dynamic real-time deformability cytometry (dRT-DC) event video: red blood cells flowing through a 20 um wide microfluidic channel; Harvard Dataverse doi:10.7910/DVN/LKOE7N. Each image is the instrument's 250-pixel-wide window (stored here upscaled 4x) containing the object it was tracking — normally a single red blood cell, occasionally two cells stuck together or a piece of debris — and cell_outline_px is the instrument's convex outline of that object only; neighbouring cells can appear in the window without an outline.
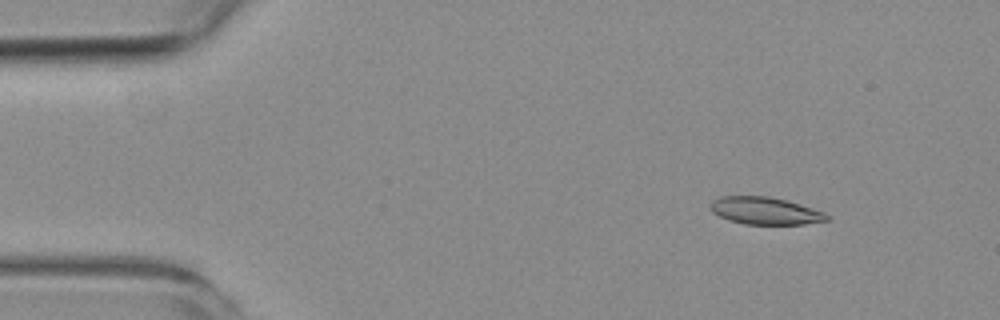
{"species": "common noctule bat (a hibernating species)", "species_latin": "Nyctalus noctula", "temperature_condition": "room temperature", "stored_images_in_passage": 6, "camera_frame_rate_fps": 3000, "um_per_image_px": 0.085, "animal": {"sex": "female", "body_mass_g": 19.3, "forearm_length_mm": 54.1}, "frame": {"image": 1, "passage_image": 2, "time_ms": 1.0, "image_size_px": [1000, 320], "cell_outline_px": [[828, 220], [804, 224], [744, 224], [728, 220], [712, 212], [708, 208], [708, 204], [712, 200], [720, 196], [768, 196], [800, 204], [824, 212], [828, 216]], "centroid_in_image_um": [64.96, 17.91], "position_along_channel_um": 20.0, "area_um2": 18.55}}
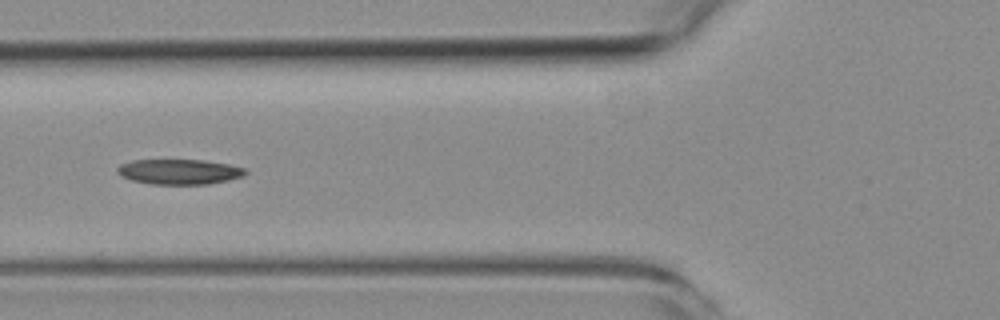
{"frame": {"image": 2, "passage_image": 6, "time_ms": 5.667, "image_size_px": [1000, 320], "cell_outline_px": [[248, 172], [244, 176], [228, 180], [208, 184], [152, 184], [132, 180], [120, 176], [116, 172], [116, 168], [120, 164], [132, 160], [204, 160], [228, 164], [248, 168]], "centroid_in_image_um": [15.25, 14.59], "position_along_channel_um": 110.5, "area_um2": 18.96}}